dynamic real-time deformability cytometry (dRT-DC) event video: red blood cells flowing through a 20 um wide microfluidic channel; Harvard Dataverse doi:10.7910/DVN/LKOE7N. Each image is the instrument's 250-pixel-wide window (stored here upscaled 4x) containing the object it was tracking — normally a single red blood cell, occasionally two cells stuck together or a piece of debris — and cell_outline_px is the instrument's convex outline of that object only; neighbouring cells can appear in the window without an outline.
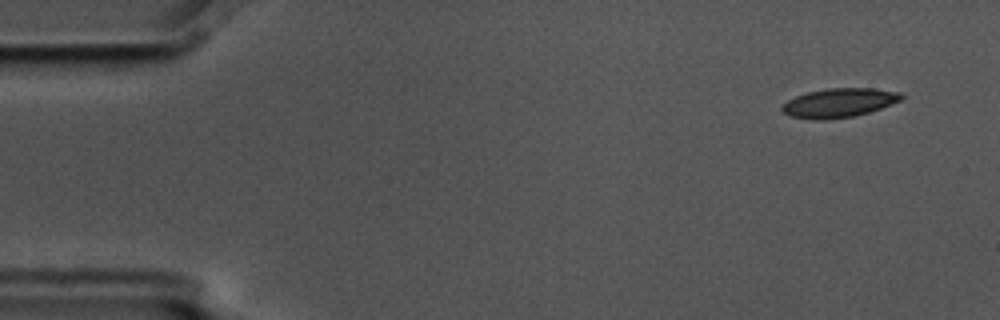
{"species": "common noctule bat (a hibernating species)", "species_latin": "Nyctalus noctula", "temperature_condition": "cold", "stored_images_in_passage": 5, "camera_frame_rate_fps": 3000, "um_per_image_px": 0.085, "animal": {"sex": "male", "body_mass_g": 17.5, "forearm_length_mm": 52.3}, "frame": {"image": 1, "passage_image": 1, "time_ms": 0.0, "image_size_px": [1000, 320], "cell_outline_px": [[904, 96], [900, 100], [880, 108], [868, 112], [852, 116], [828, 120], [812, 120], [788, 116], [780, 108], [788, 100], [796, 96], [808, 92], [828, 88], [872, 88], [900, 92]], "centroid_in_image_um": [71.28, 8.74], "position_along_channel_um": 13.7, "area_um2": 20.11}}
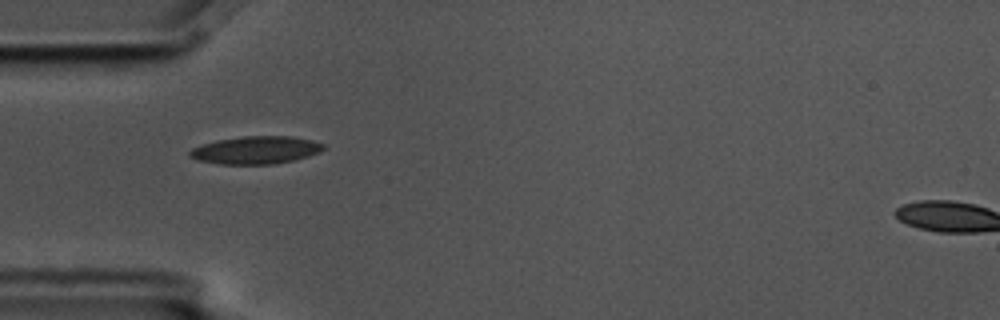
{"frame": {"image": 2, "passage_image": 4, "time_ms": 1.0, "image_size_px": [1000, 320], "cell_outline_px": [[324, 148], [320, 152], [308, 156], [292, 160], [272, 164], [220, 164], [196, 160], [188, 156], [188, 152], [192, 148], [216, 140], [244, 136], [292, 136], [312, 140], [324, 144]], "centroid_in_image_um": [21.72, 12.75], "position_along_channel_um": 63.3, "area_um2": 21.56}}